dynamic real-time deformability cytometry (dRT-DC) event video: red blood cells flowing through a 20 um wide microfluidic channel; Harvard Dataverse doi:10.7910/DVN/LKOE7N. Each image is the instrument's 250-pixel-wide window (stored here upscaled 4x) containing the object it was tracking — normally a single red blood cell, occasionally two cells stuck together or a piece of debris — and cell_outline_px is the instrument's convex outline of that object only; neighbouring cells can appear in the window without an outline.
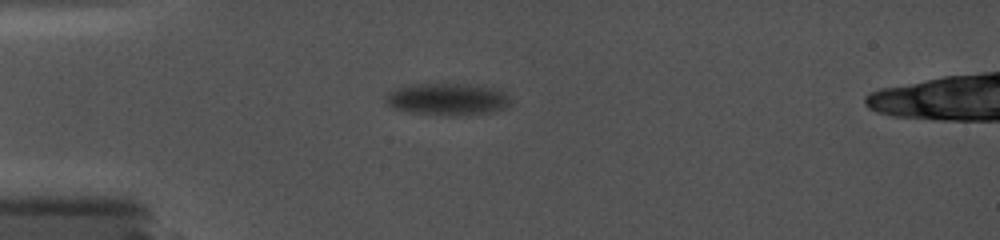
{"species": "common noctule bat (a hibernating species)", "species_latin": "Nyctalus noctula", "temperature_condition": "cold", "stored_images_in_passage": 36, "camera_frame_rate_fps": 5000, "um_per_image_px": 0.085, "animal": {"sex": "female", "body_mass_g": 19.0, "forearm_length_mm": 56.7}, "frame": {"image": 1, "passage_image": 1, "time_ms": 0.0, "image_size_px": [1000, 240], "cell_outline_px": [[512, 100], [508, 108], [492, 112], [456, 116], [444, 116], [412, 112], [392, 108], [384, 100], [388, 92], [396, 88], [408, 84], [468, 84], [488, 88], [504, 92]], "centroid_in_image_um": [38.02, 8.45], "position_along_channel_um": 47.0, "area_um2": 23.47}}
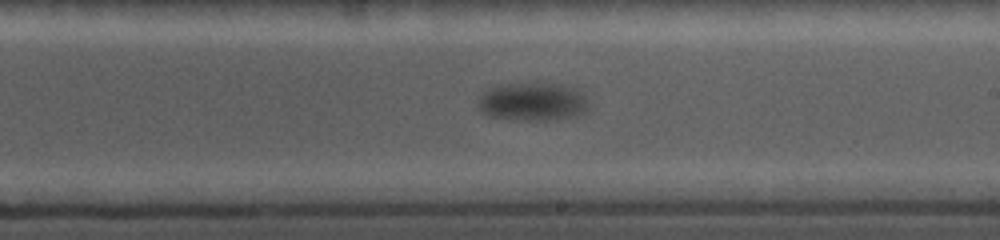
{"frame": {"image": 2, "passage_image": 17, "time_ms": 6.6, "image_size_px": [1000, 240], "cell_outline_px": [[588, 108], [584, 112], [576, 116], [544, 120], [524, 120], [492, 116], [480, 112], [476, 104], [480, 96], [488, 88], [500, 84], [536, 80], [564, 84], [580, 88], [588, 104]], "centroid_in_image_um": [45.28, 8.57], "position_along_channel_um": 243.7, "area_um2": 25.61}}
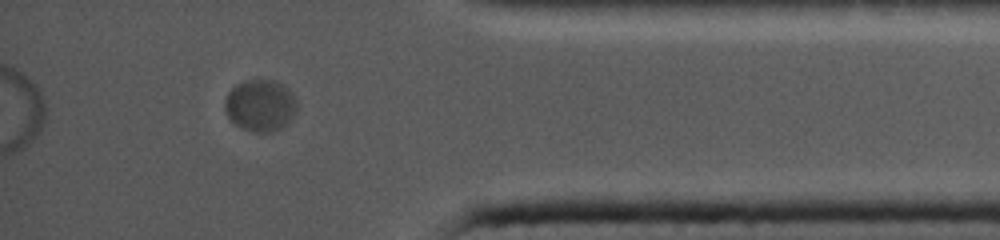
{"frame": {"image": 3, "passage_image": 32, "time_ms": 12.0, "image_size_px": [1000, 240], "cell_outline_px": [[296, 112], [280, 128], [268, 132], [256, 132], [240, 128], [228, 116], [224, 108], [224, 100], [228, 92], [236, 84], [244, 80], [276, 80], [288, 88], [296, 100]], "centroid_in_image_um": [22.1, 8.93], "position_along_channel_um": 413.1, "area_um2": 21.62}}